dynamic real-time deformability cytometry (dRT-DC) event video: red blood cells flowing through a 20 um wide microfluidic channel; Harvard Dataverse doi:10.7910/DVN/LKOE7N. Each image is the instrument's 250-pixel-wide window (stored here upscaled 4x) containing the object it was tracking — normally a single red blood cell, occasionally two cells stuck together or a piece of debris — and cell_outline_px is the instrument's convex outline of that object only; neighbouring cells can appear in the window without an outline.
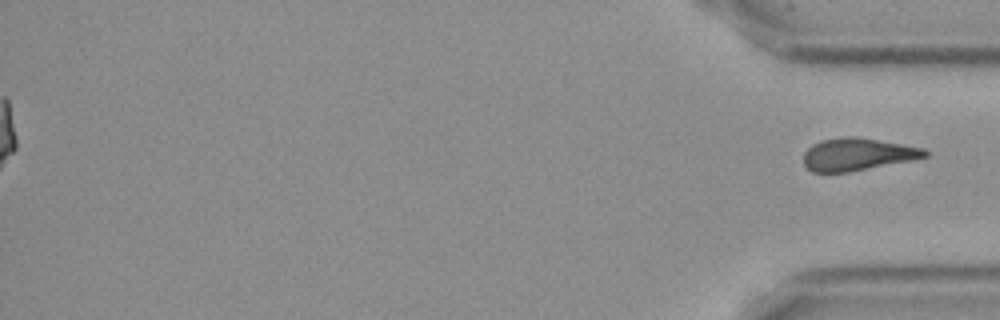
{"species": "Egyptian fruit bat (a non-hibernating species)", "species_latin": "Rousettus aegyptiacus", "temperature_condition": "cold", "stored_images_in_passage": 51, "segment_of_instrument_passage": [2, 2], "camera_frame_rate_fps": 3000, "um_per_image_px": 0.085, "frame": {"image": 1, "passage_image": 51, "time_ms": 16.667, "image_size_px": [1000, 320], "cell_outline_px": [[928, 156], [912, 160], [848, 172], [812, 172], [804, 164], [804, 152], [812, 144], [820, 140], [844, 136], [856, 136], [924, 148], [928, 152]], "centroid_in_image_um": [72.87, 13.11], "position_along_channel_um": 362.3, "area_um2": 22.89}}